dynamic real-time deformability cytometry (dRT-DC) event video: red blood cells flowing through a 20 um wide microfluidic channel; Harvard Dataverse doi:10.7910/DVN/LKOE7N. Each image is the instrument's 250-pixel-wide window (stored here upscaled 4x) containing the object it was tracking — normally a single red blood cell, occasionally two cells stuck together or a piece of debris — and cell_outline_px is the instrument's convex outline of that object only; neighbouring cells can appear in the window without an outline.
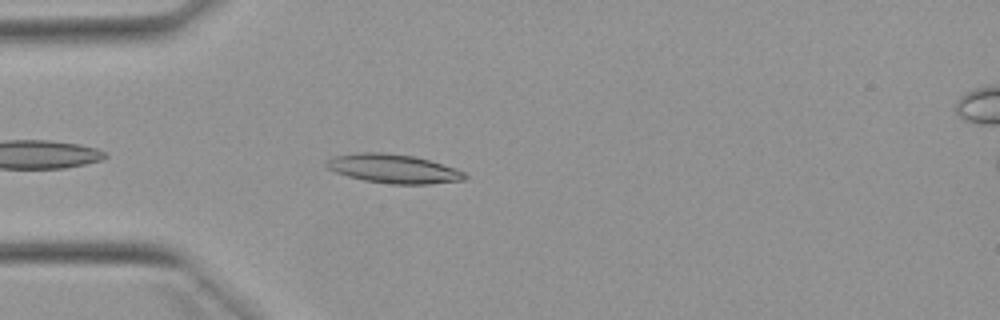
{"species": "Egyptian fruit bat (a non-hibernating species)", "species_latin": "Rousettus aegyptiacus", "temperature_condition": "warm", "stored_images_in_passage": 11, "camera_frame_rate_fps": 3000, "um_per_image_px": 0.085, "animal": {"sex": "female"}, "frame": {"image": 1, "passage_image": 4, "time_ms": 1.0, "image_size_px": [1000, 320], "cell_outline_px": [[468, 176], [464, 180], [428, 184], [392, 184], [364, 180], [348, 176], [336, 172], [328, 168], [324, 164], [324, 160], [332, 156], [360, 152], [384, 152], [412, 156], [428, 160], [456, 168], [464, 172]], "centroid_in_image_um": [33.41, 14.33], "position_along_channel_um": 51.6, "area_um2": 23.35}}
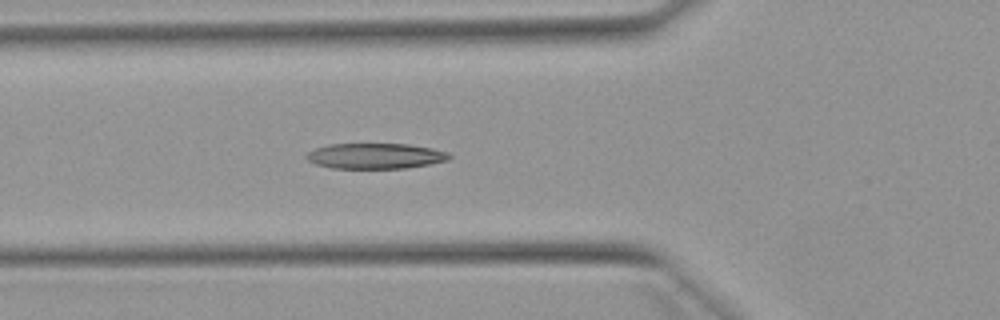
{"frame": {"image": 2, "passage_image": 8, "time_ms": 2.333, "image_size_px": [1000, 320], "cell_outline_px": [[452, 156], [448, 160], [428, 164], [404, 168], [332, 168], [316, 164], [308, 160], [304, 156], [308, 152], [316, 148], [328, 144], [408, 144], [432, 148], [448, 152]], "centroid_in_image_um": [31.9, 13.25], "position_along_channel_um": 93.9, "area_um2": 21.15}}